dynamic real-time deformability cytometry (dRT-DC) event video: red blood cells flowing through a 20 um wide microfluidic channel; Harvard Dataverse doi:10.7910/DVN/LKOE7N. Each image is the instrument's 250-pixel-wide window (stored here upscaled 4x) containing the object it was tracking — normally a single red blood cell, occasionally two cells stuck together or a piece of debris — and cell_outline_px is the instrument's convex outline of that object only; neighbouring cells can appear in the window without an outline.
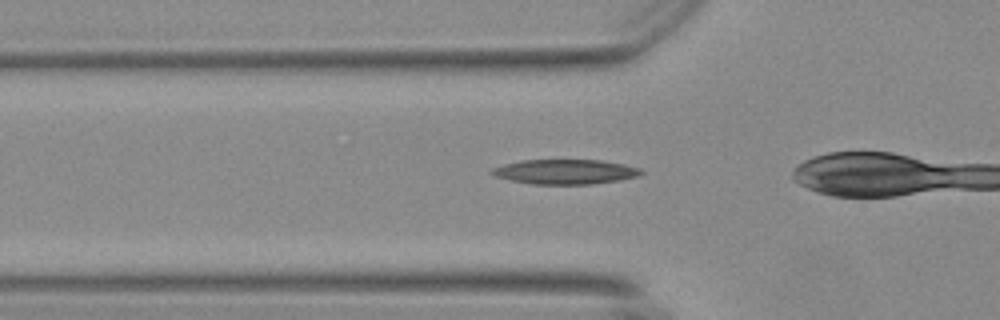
{"species": "Egyptian fruit bat (a non-hibernating species)", "species_latin": "Rousettus aegyptiacus", "temperature_condition": "warm", "stored_images_in_passage": 19, "camera_frame_rate_fps": 3000, "um_per_image_px": 0.085, "animal": {"sex": "female"}, "frame": {"image": 1, "passage_image": 13, "time_ms": 4.0, "image_size_px": [1000, 320], "cell_outline_px": [[644, 172], [636, 176], [620, 180], [592, 184], [532, 184], [512, 180], [496, 176], [488, 172], [492, 168], [504, 164], [520, 160], [600, 160], [624, 164], [640, 168]], "centroid_in_image_um": [48.03, 14.59], "position_along_channel_um": 77.8, "area_um2": 21.44}}
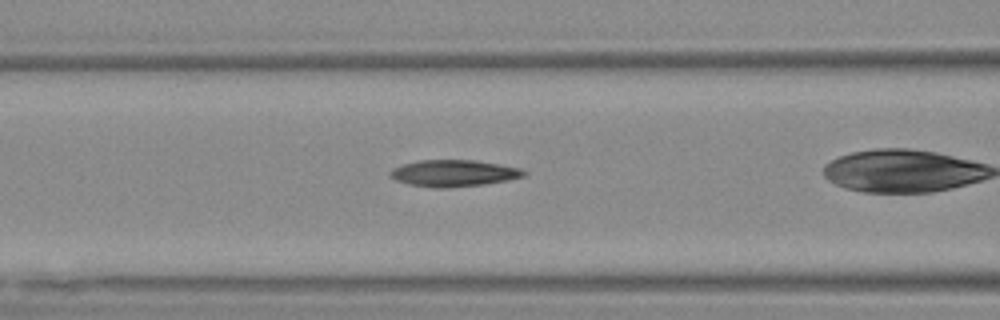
{"frame": {"image": 2, "passage_image": 17, "time_ms": 5.333, "image_size_px": [1000, 320], "cell_outline_px": [[528, 172], [524, 176], [508, 180], [484, 184], [440, 188], [436, 188], [408, 184], [396, 180], [388, 176], [388, 172], [392, 168], [404, 164], [420, 160], [476, 160], [500, 164], [520, 168]], "centroid_in_image_um": [38.55, 14.72], "position_along_channel_um": 128.0, "area_um2": 20.75}}